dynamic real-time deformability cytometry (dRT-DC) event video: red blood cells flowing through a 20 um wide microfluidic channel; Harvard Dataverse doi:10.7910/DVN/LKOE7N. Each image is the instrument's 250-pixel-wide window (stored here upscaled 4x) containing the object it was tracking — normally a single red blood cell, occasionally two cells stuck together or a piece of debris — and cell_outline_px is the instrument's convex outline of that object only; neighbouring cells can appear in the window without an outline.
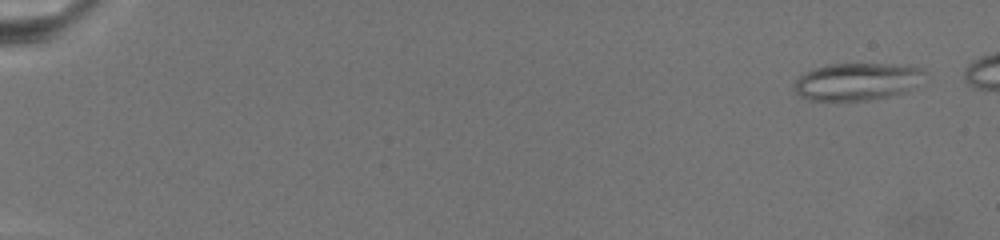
{"species": "common noctule bat (a hibernating species)", "species_latin": "Nyctalus noctula", "temperature_condition": "warm", "stored_images_in_passage": 81, "camera_frame_rate_fps": 3000, "um_per_image_px": 0.085, "animal": {"sex": "female", "body_mass_g": 19.5, "forearm_length_mm": 54.1}, "frame": {"image": 1, "passage_image": 5, "time_ms": 1.333, "image_size_px": [1000, 240], "cell_outline_px": [[924, 72], [912, 88], [904, 92], [888, 96], [868, 100], [808, 100], [800, 96], [792, 88], [796, 80], [804, 72], [828, 64], [892, 64], [924, 68]], "centroid_in_image_um": [72.78, 6.93], "position_along_channel_um": 12.2, "area_um2": 28.03}}
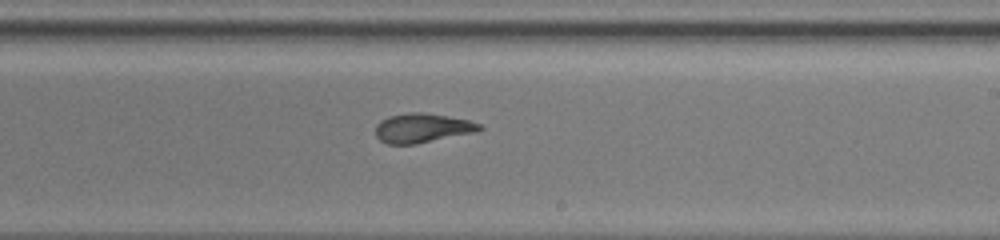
{"frame": {"image": 2, "passage_image": 50, "time_ms": 16.0, "image_size_px": [1000, 240], "cell_outline_px": [[484, 128], [476, 132], [416, 144], [384, 144], [376, 136], [376, 124], [380, 120], [388, 116], [408, 112], [420, 112], [448, 116], [468, 120], [480, 124]], "centroid_in_image_um": [35.87, 10.88], "position_along_channel_um": 253.1, "area_um2": 17.86}}
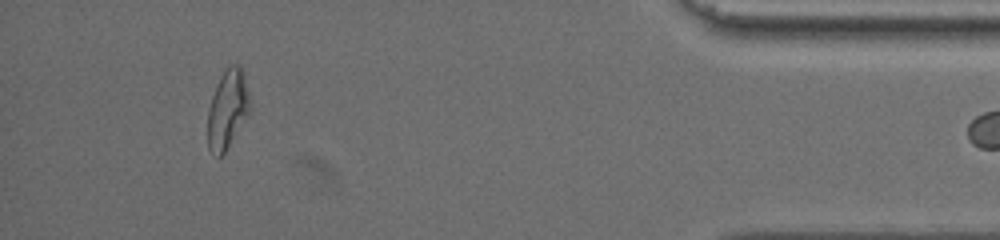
{"frame": {"image": 3, "passage_image": 80, "time_ms": 23.333, "image_size_px": [1000, 240], "cell_outline_px": [[252, 108], [248, 116], [224, 152], [220, 156], [216, 156], [208, 148], [208, 108], [212, 96], [220, 76], [228, 64], [236, 64], [240, 68], [252, 104]], "centroid_in_image_um": [19.34, 9.28], "position_along_channel_um": 415.9, "area_um2": 19.19}}